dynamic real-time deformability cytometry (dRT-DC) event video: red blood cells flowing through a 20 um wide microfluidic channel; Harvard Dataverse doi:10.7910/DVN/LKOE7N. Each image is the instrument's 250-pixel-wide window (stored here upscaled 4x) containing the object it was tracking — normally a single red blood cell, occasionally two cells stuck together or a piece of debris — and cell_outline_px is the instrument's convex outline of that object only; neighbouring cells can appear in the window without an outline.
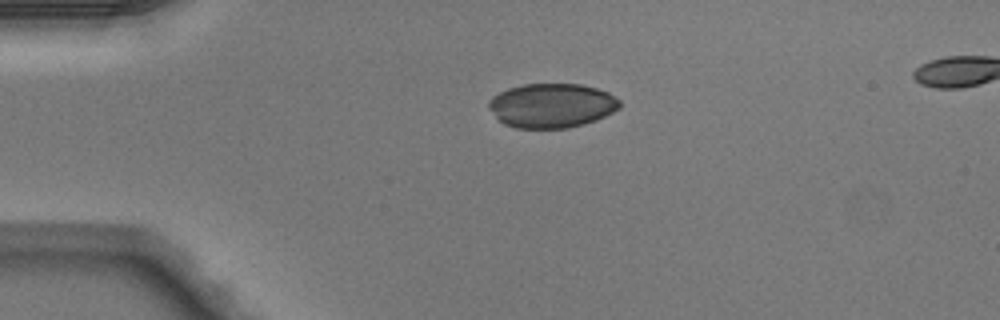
{"species": "Egyptian fruit bat (a non-hibernating species)", "species_latin": "Rousettus aegyptiacus", "temperature_condition": "warm", "stored_images_in_passage": 38, "camera_frame_rate_fps": 3000, "um_per_image_px": 0.085, "animal": {"sex": "male"}, "frame": {"image": 1, "passage_image": 1, "time_ms": 0.0, "image_size_px": [1000, 320], "cell_outline_px": [[620, 108], [596, 120], [584, 124], [568, 128], [516, 128], [504, 124], [488, 108], [488, 100], [492, 96], [508, 88], [524, 84], [580, 84], [596, 88], [608, 92], [620, 100]], "centroid_in_image_um": [46.89, 8.97], "position_along_channel_um": 38.1, "area_um2": 33.87}}
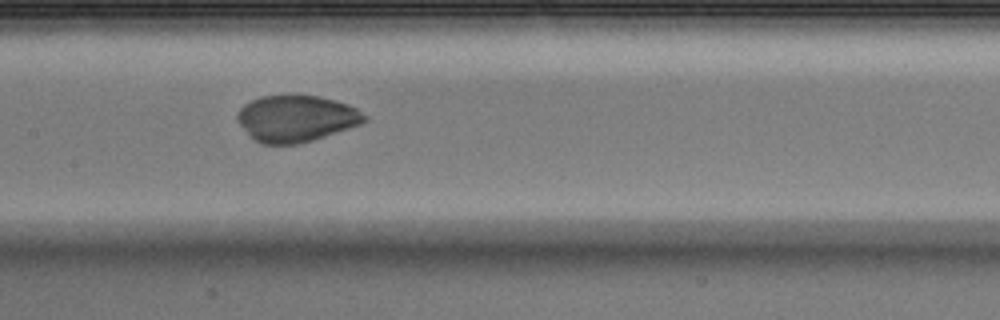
{"frame": {"image": 2, "passage_image": 14, "time_ms": 4.333, "image_size_px": [1000, 320], "cell_outline_px": [[368, 120], [360, 124], [312, 140], [296, 144], [260, 144], [236, 120], [236, 112], [244, 104], [260, 96], [296, 92], [336, 100], [348, 104], [356, 108], [368, 116]], "centroid_in_image_um": [25.17, 10.02], "position_along_channel_um": 182.2, "area_um2": 34.91}}
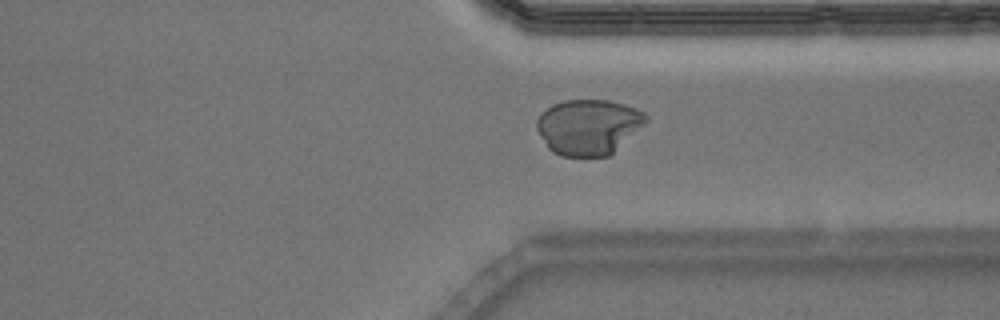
{"frame": {"image": 3, "passage_image": 27, "time_ms": 8.667, "image_size_px": [1000, 320], "cell_outline_px": [[648, 120], [608, 156], [560, 156], [552, 152], [548, 148], [536, 128], [536, 120], [540, 112], [552, 104], [564, 100], [608, 100], [624, 104], [636, 108], [644, 112], [648, 116]], "centroid_in_image_um": [49.98, 10.76], "position_along_channel_um": 361.4, "area_um2": 35.2}}